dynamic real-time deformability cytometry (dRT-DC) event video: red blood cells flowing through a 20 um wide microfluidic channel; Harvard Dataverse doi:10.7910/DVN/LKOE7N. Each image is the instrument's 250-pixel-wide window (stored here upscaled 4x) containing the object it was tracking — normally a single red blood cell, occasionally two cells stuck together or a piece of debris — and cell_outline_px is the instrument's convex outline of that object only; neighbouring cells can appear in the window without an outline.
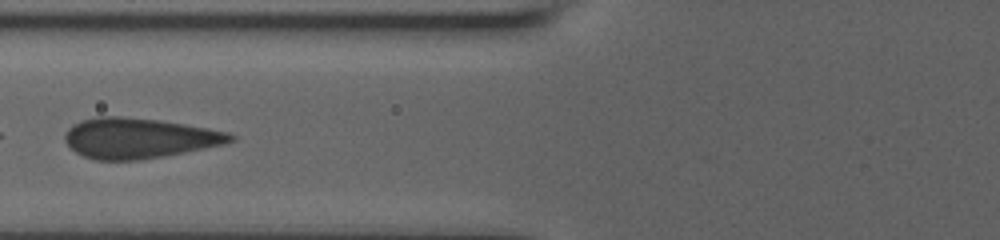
{"species": "human", "species_latin": "Homo sapiens", "temperature_condition": "room temperature", "stored_images_in_passage": 9, "camera_frame_rate_fps": 3000, "um_per_image_px": 0.085, "donor": {"sex": "male"}, "frame": {"image": 1, "passage_image": 7, "time_ms": 2.0, "image_size_px": [1000, 240], "cell_outline_px": [[236, 140], [224, 144], [184, 152], [136, 160], [92, 160], [76, 152], [64, 140], [64, 136], [68, 128], [84, 120], [96, 116], [120, 116], [160, 120], [184, 124], [228, 132], [236, 136]], "centroid_in_image_um": [11.81, 11.74], "position_along_channel_um": 114.0, "area_um2": 38.55}}
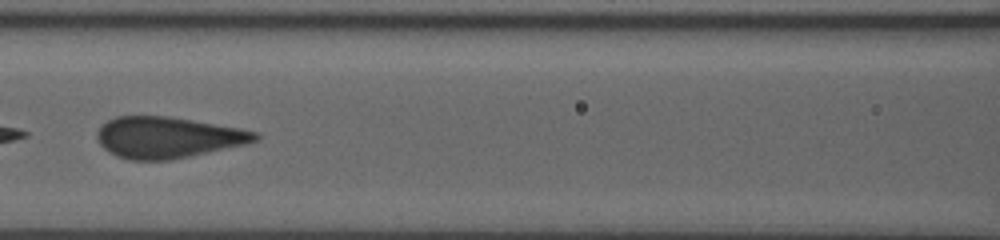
{"frame": {"image": 2, "passage_image": 8, "time_ms": 2.333, "image_size_px": [1000, 240], "cell_outline_px": [[260, 136], [256, 140], [244, 144], [188, 156], [168, 160], [128, 160], [116, 156], [108, 152], [96, 140], [96, 132], [108, 120], [116, 116], [168, 116], [240, 128], [256, 132]], "centroid_in_image_um": [14.19, 11.68], "position_along_channel_um": 152.4, "area_um2": 37.63}}